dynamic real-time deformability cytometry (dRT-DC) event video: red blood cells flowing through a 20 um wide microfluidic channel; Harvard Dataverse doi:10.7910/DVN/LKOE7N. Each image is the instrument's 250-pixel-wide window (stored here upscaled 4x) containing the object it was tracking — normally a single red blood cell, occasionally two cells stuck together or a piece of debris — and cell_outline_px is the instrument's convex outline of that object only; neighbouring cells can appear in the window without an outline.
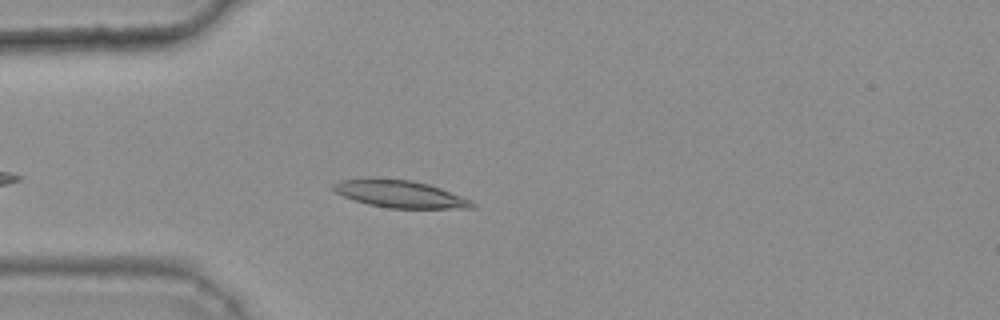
{"species": "common noctule bat (a hibernating species)", "species_latin": "Nyctalus noctula", "temperature_condition": "warm", "stored_images_in_passage": 31, "camera_frame_rate_fps": 3000, "um_per_image_px": 0.085, "animal": {"sex": "female", "body_mass_g": 25.1}, "frame": {"image": 1, "passage_image": 7, "time_ms": 2.0, "image_size_px": [1000, 320], "cell_outline_px": [[476, 208], [388, 208], [368, 204], [344, 196], [328, 188], [332, 184], [340, 180], [368, 176], [372, 176], [412, 180], [428, 184], [440, 188], [472, 200], [476, 204]], "centroid_in_image_um": [33.93, 16.45], "position_along_channel_um": 51.1, "area_um2": 22.6}}
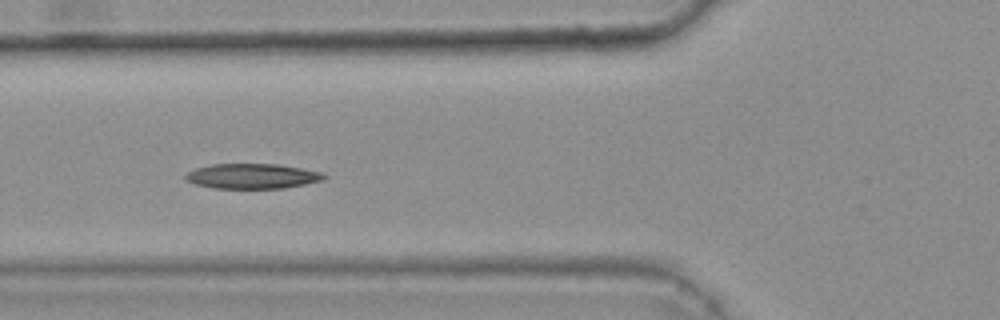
{"frame": {"image": 2, "passage_image": 12, "time_ms": 3.667, "image_size_px": [1000, 320], "cell_outline_px": [[328, 176], [324, 180], [284, 188], [212, 188], [196, 184], [184, 180], [184, 176], [188, 172], [196, 168], [212, 164], [280, 164], [324, 172]], "centroid_in_image_um": [21.47, 14.97], "position_along_channel_um": 104.3, "area_um2": 20.35}}
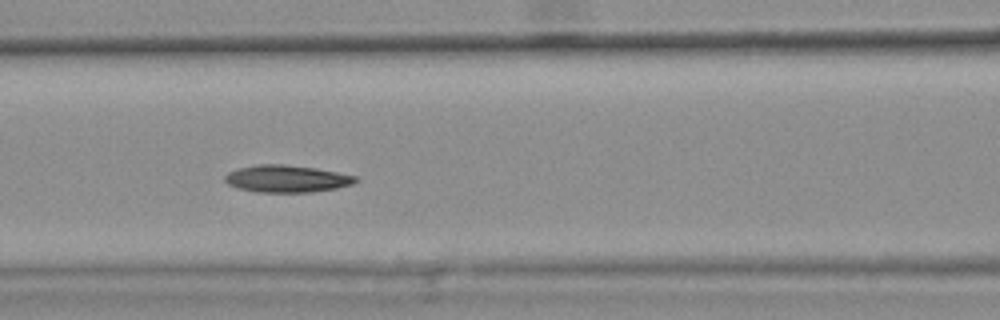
{"frame": {"image": 3, "passage_image": 15, "time_ms": 4.667, "image_size_px": [1000, 320], "cell_outline_px": [[360, 180], [352, 184], [336, 188], [312, 192], [256, 192], [236, 188], [228, 184], [224, 180], [224, 176], [228, 172], [236, 168], [256, 164], [284, 164], [316, 168], [356, 176]], "centroid_in_image_um": [24.33, 15.19], "position_along_channel_um": 142.3, "area_um2": 20.87}, "authors_computed_cell_mechanics": {"area_um2": 20.5768, "velocity_mm_per_s": 3.7691, "shape_relaxation_time_tau1_ms": null, "shape_relaxation_time_tau2_ms": 7.8482, "deformation_change_tau1": null, "deformation_change_tau2": 0.1402}}